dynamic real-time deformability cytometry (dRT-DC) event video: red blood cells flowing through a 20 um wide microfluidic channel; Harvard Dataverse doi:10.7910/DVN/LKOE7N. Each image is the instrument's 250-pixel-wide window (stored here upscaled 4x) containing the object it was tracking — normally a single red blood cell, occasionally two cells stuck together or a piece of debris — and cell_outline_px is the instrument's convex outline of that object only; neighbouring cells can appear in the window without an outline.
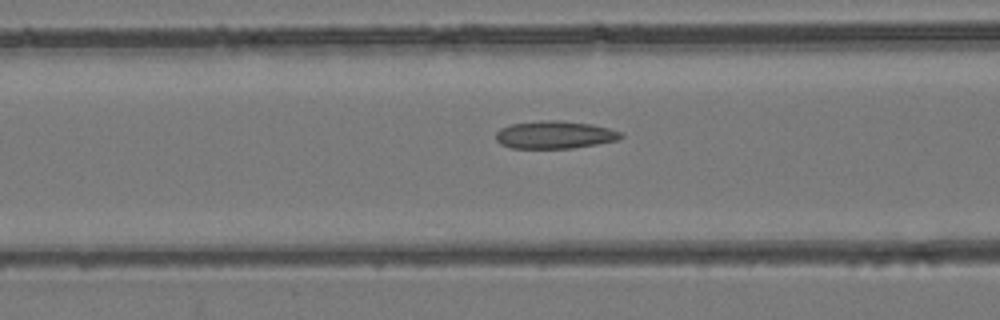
{"species": "common noctule bat (a hibernating species)", "species_latin": "Nyctalus noctula", "temperature_condition": "room temperature", "stored_images_in_passage": 47, "camera_frame_rate_fps": 3000, "um_per_image_px": 0.085, "animal": {"sex": "female", "body_mass_g": 24.6, "forearm_length_mm": 56.2}, "frame": {"image": 1, "passage_image": 19, "time_ms": 6.0, "image_size_px": [1000, 320], "cell_outline_px": [[624, 136], [616, 140], [596, 144], [572, 148], [512, 148], [500, 144], [496, 140], [496, 132], [500, 128], [512, 124], [540, 120], [560, 120], [592, 124], [608, 128], [620, 132]], "centroid_in_image_um": [47.12, 11.45], "position_along_channel_um": 119.5, "area_um2": 20.11}}
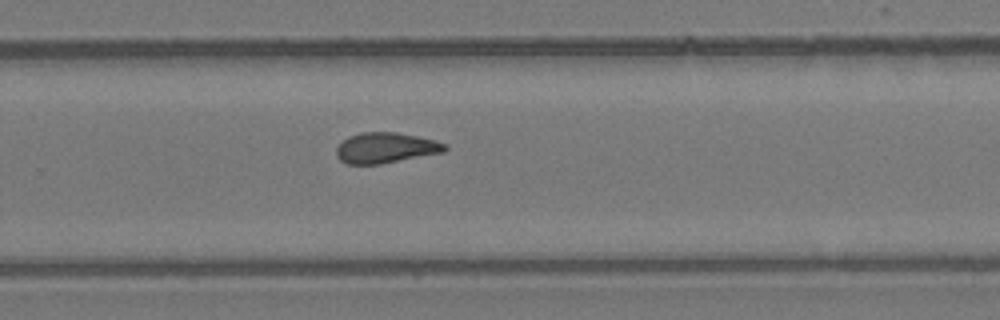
{"frame": {"image": 2, "passage_image": 31, "time_ms": 10.0, "image_size_px": [1000, 320], "cell_outline_px": [[448, 148], [444, 152], [380, 164], [348, 164], [340, 160], [336, 156], [336, 148], [348, 136], [360, 132], [396, 132], [436, 140], [448, 144]], "centroid_in_image_um": [32.79, 12.56], "position_along_channel_um": 297.0, "area_um2": 19.36}}
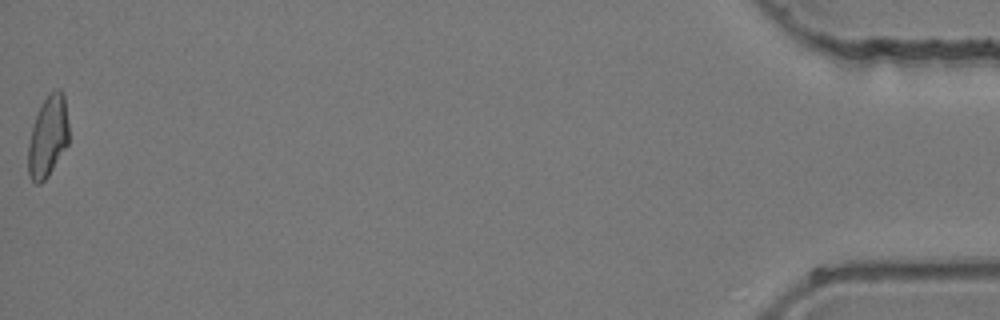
{"frame": {"image": 3, "passage_image": 47, "time_ms": 15.333, "image_size_px": [1000, 320], "cell_outline_px": [[68, 144], [48, 176], [40, 184], [36, 184], [28, 176], [28, 144], [32, 128], [36, 116], [48, 92], [56, 88], [60, 88], [64, 92], [68, 124]], "centroid_in_image_um": [4.08, 11.59], "position_along_channel_um": 431.1, "area_um2": 19.31}}